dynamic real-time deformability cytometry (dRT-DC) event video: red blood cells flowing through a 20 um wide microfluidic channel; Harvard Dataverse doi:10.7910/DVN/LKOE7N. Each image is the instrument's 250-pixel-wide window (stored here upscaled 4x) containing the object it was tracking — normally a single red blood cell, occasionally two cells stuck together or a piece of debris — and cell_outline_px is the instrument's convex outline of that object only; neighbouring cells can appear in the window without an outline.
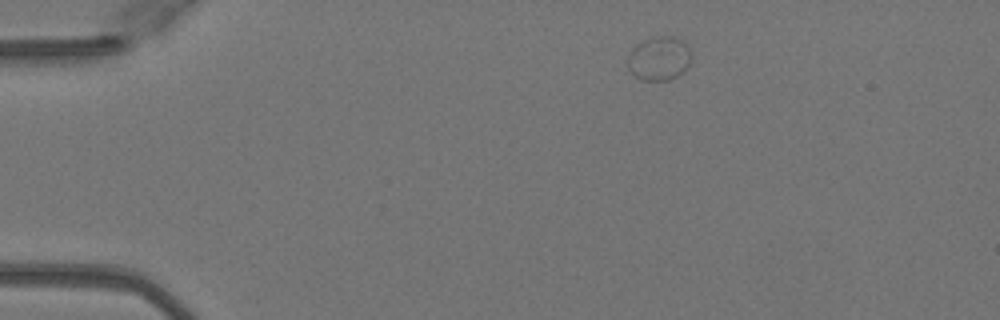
{"species": "Egyptian fruit bat (a non-hibernating species)", "species_latin": "Rousettus aegyptiacus", "temperature_condition": "warm", "stored_images_in_passage": 43, "camera_frame_rate_fps": 3000, "um_per_image_px": 0.085, "animal": {"sex": "female"}, "frame": {"image": 1, "passage_image": 1, "time_ms": 0.0, "image_size_px": [1000, 320], "cell_outline_px": [[692, 60], [676, 76], [668, 80], [640, 80], [628, 68], [628, 56], [632, 48], [644, 40], [652, 36], [672, 36], [684, 40], [692, 52]], "centroid_in_image_um": [56.04, 4.94], "position_along_channel_um": 29.0, "area_um2": 16.3}}
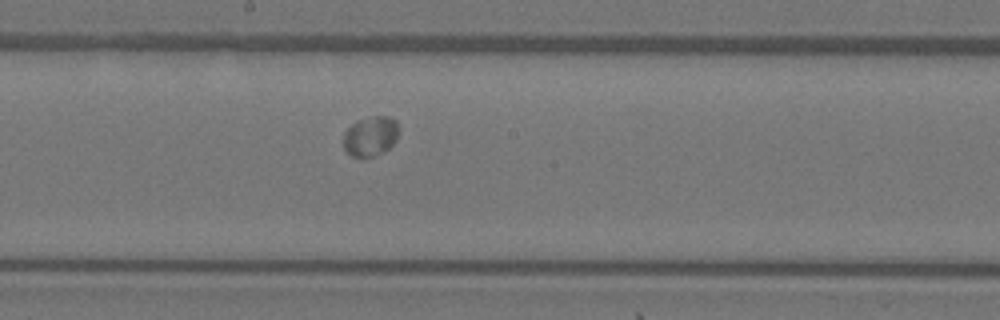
{"frame": {"image": 2, "passage_image": 20, "time_ms": 6.333, "image_size_px": [1000, 320], "cell_outline_px": [[400, 132], [396, 140], [384, 152], [372, 156], [352, 156], [344, 148], [344, 132], [356, 120], [372, 116], [388, 116], [396, 120], [400, 128]], "centroid_in_image_um": [31.53, 11.54], "position_along_channel_um": 216.7, "area_um2": 12.89}}
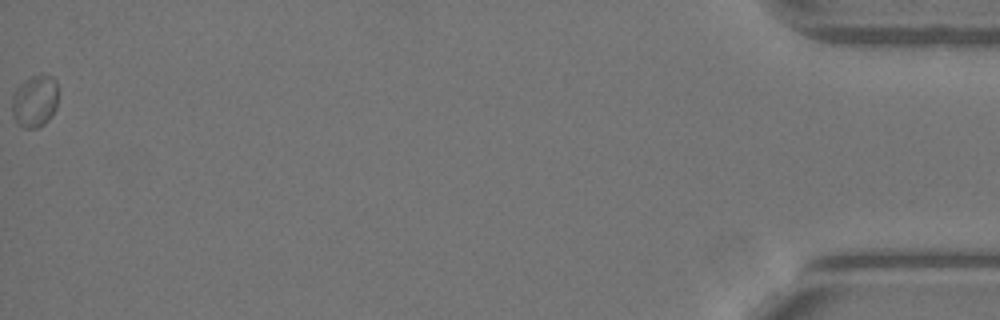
{"frame": {"image": 3, "passage_image": 43, "time_ms": 14.0, "image_size_px": [1000, 320], "cell_outline_px": [[56, 108], [52, 116], [44, 124], [36, 128], [24, 128], [12, 116], [12, 96], [20, 84], [24, 80], [32, 76], [52, 76], [56, 80]], "centroid_in_image_um": [2.95, 8.61], "position_along_channel_um": 432.3, "area_um2": 13.81}}